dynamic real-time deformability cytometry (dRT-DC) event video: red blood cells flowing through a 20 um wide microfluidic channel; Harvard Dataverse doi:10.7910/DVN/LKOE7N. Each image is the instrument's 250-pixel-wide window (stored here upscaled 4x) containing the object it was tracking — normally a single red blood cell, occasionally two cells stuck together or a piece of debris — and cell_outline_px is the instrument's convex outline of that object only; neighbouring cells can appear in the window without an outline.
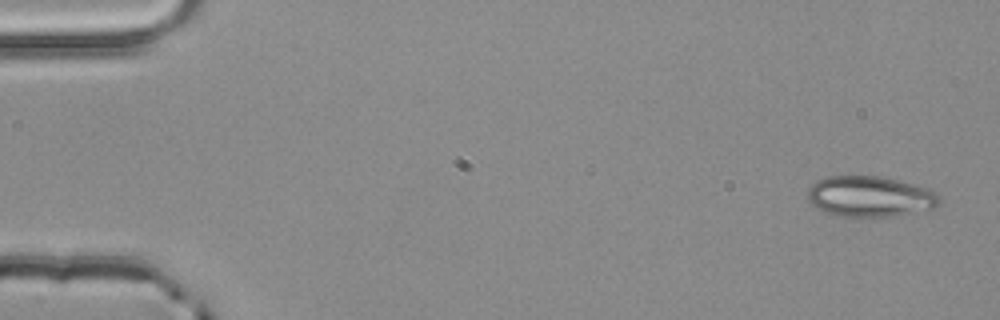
{"species": "common noctule bat (a hibernating species)", "species_latin": "Nyctalus noctula", "temperature_condition": "room temperature", "stored_images_in_passage": 4, "camera_frame_rate_fps": 3000, "um_per_image_px": 0.085, "animal": {"sex": "male", "body_mass_g": 20.4}, "frame": {"image": 1, "passage_image": 1, "time_ms": 0.0, "image_size_px": [1000, 320], "cell_outline_px": [[940, 204], [932, 208], [888, 216], [836, 216], [816, 208], [808, 200], [808, 188], [816, 180], [828, 176], [880, 176], [928, 188], [936, 192], [940, 196]], "centroid_in_image_um": [73.91, 16.69], "position_along_channel_um": 11.1, "area_um2": 30.98}}
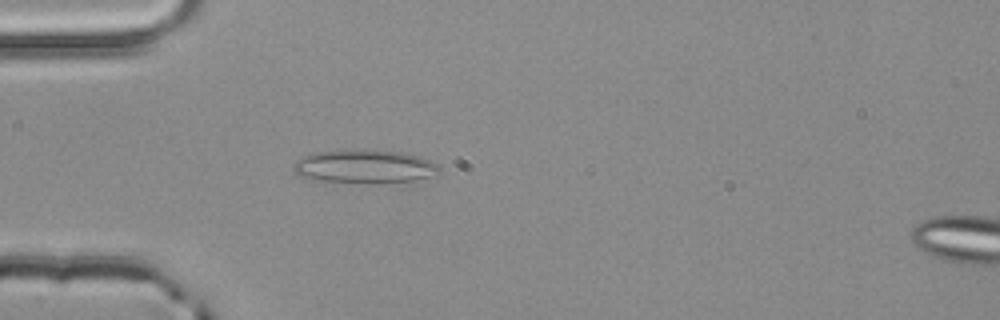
{"frame": {"image": 2, "passage_image": 3, "time_ms": 0.667, "image_size_px": [1000, 320], "cell_outline_px": [[440, 172], [416, 180], [380, 184], [368, 184], [316, 180], [300, 176], [292, 168], [292, 164], [296, 160], [304, 156], [316, 152], [408, 152], [420, 156], [440, 164]], "centroid_in_image_um": [31.03, 14.21], "position_along_channel_um": 54.0, "area_um2": 28.03}}